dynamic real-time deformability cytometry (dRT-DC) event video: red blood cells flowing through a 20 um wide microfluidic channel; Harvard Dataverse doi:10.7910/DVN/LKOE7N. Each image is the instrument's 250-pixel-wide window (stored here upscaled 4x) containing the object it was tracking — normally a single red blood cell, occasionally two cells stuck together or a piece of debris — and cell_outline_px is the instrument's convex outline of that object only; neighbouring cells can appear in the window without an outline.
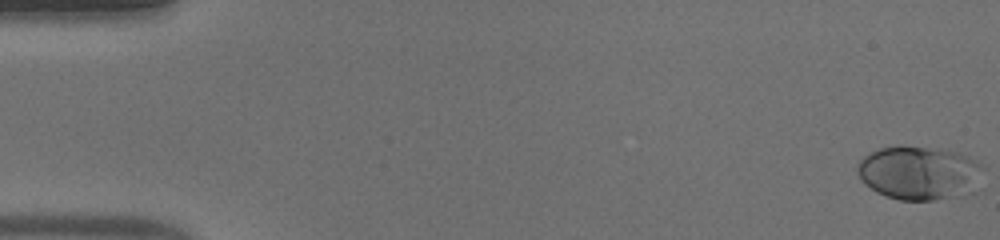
{"species": "human", "species_latin": "Homo sapiens", "temperature_condition": "warm", "stored_images_in_passage": 54, "camera_frame_rate_fps": 3000, "um_per_image_px": 0.085, "donor": {"sex": "male"}, "frame": {"image": 1, "passage_image": 1, "time_ms": 0.0, "image_size_px": [1000, 240], "cell_outline_px": [[984, 168], [976, 192], [964, 196], [936, 200], [900, 200], [876, 192], [864, 184], [860, 180], [856, 172], [856, 164], [864, 156], [880, 148], [900, 144], [944, 148], [960, 152], [984, 164]], "centroid_in_image_um": [78.18, 14.68], "position_along_channel_um": 6.8, "area_um2": 40.86}}
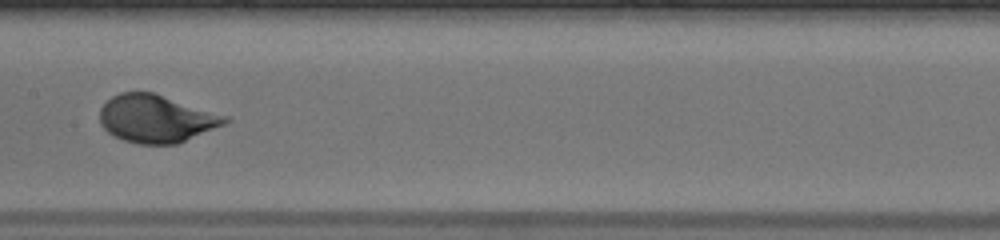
{"frame": {"image": 2, "passage_image": 28, "time_ms": 9.0, "image_size_px": [1000, 240], "cell_outline_px": [[232, 120], [224, 124], [176, 144], [140, 144], [124, 140], [108, 132], [100, 124], [100, 108], [112, 96], [120, 92], [152, 92], [232, 116]], "centroid_in_image_um": [13.32, 10.07], "position_along_channel_um": 194.1, "area_um2": 34.85}}
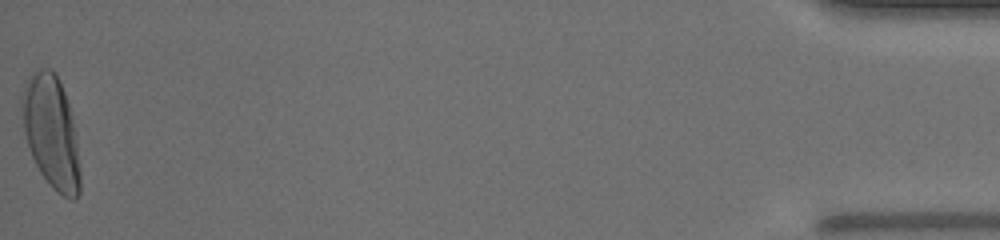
{"frame": {"image": 3, "passage_image": 54, "time_ms": 17.667, "image_size_px": [1000, 240], "cell_outline_px": [[80, 192], [76, 200], [72, 200], [56, 192], [52, 188], [40, 172], [28, 148], [24, 132], [20, 100], [24, 88], [28, 80], [40, 68], [48, 68], [56, 72], [64, 92], [72, 116], [76, 132], [80, 172]], "centroid_in_image_um": [4.37, 11.26], "position_along_channel_um": 430.8, "area_um2": 38.21}, "authors_computed_cell_mechanics": {"area_um2": 35.1135, "velocity_mm_per_s": 3.8586, "shape_relaxation_time_tau1_ms": 3.3652, "shape_relaxation_time_tau2_ms": null, "deformation_change_tau1": 0.2059, "deformation_change_tau2": null}}